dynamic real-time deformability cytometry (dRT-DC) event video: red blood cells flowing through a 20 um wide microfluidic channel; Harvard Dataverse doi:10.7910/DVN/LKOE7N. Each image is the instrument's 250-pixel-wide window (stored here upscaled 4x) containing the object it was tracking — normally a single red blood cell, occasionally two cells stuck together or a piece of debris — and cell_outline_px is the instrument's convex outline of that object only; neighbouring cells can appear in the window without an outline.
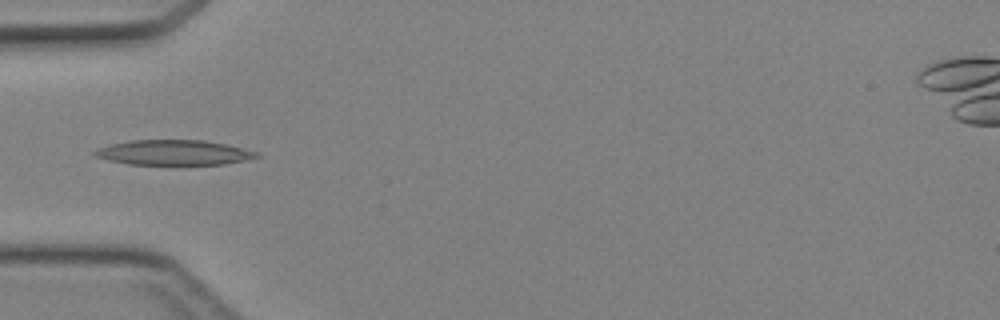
{"species": "Egyptian fruit bat (a non-hibernating species)", "species_latin": "Rousettus aegyptiacus", "temperature_condition": "cold", "stored_images_in_passage": 31, "camera_frame_rate_fps": 3000, "um_per_image_px": 0.085, "animal": {"sex": "female"}, "frame": {"image": 1, "passage_image": 6, "time_ms": 1.667, "image_size_px": [1000, 320], "cell_outline_px": [[260, 156], [244, 160], [224, 164], [128, 164], [108, 160], [92, 156], [92, 152], [96, 148], [128, 140], [204, 140], [224, 144], [260, 152]], "centroid_in_image_um": [14.72, 12.96], "position_along_channel_um": 70.3, "area_um2": 23.58}}
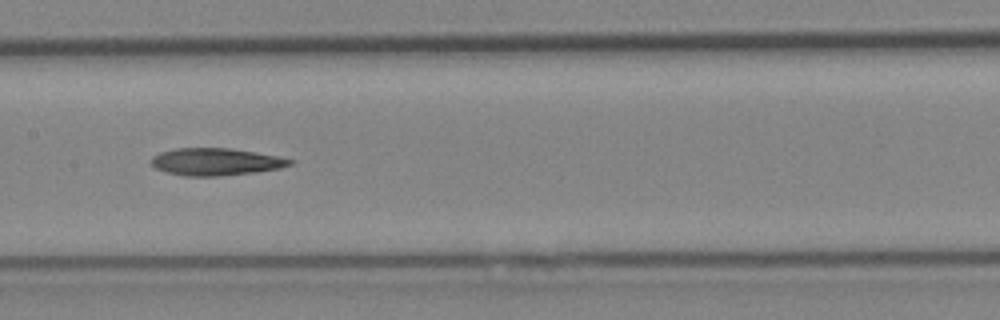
{"frame": {"image": 2, "passage_image": 14, "time_ms": 4.333, "image_size_px": [1000, 320], "cell_outline_px": [[296, 160], [292, 164], [280, 168], [256, 172], [220, 176], [184, 176], [168, 172], [156, 168], [152, 164], [152, 156], [160, 152], [176, 148], [232, 148], [276, 156]], "centroid_in_image_um": [18.36, 13.75], "position_along_channel_um": 189.0, "area_um2": 21.96}}
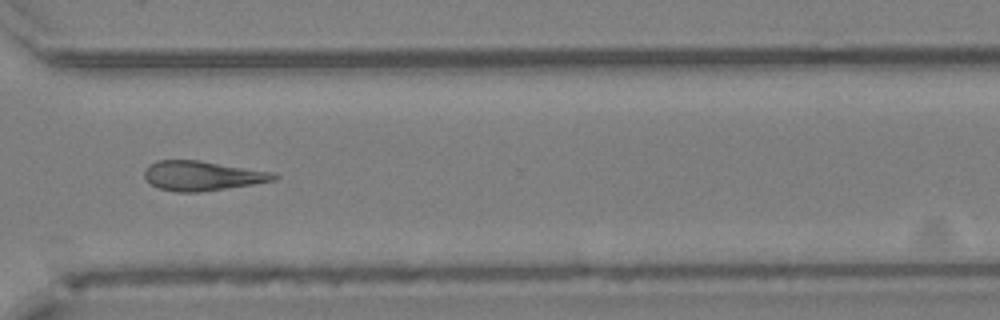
{"frame": {"image": 3, "passage_image": 25, "time_ms": 8.0, "image_size_px": [1000, 320], "cell_outline_px": [[280, 176], [276, 180], [252, 184], [200, 192], [176, 192], [156, 188], [144, 176], [144, 172], [148, 164], [156, 160], [200, 160], [276, 172]], "centroid_in_image_um": [17.21, 14.93], "position_along_channel_um": 353.4, "area_um2": 22.6}}